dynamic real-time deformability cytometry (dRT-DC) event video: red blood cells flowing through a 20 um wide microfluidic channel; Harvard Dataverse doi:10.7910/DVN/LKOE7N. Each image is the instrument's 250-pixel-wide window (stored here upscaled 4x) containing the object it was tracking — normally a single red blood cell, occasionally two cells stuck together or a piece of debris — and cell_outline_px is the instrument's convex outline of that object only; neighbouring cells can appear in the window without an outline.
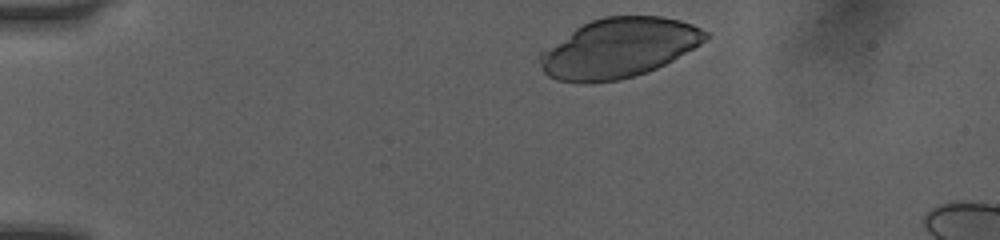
{"species": "human", "species_latin": "Homo sapiens", "temperature_condition": "room temperature", "stored_images_in_passage": 35, "camera_frame_rate_fps": 3000, "um_per_image_px": 0.085, "donor": {"sex": "female"}, "frame": {"image": 1, "passage_image": 1, "time_ms": 0.0, "image_size_px": [1000, 240], "cell_outline_px": [[708, 36], [700, 44], [672, 60], [648, 72], [620, 80], [588, 84], [580, 84], [556, 80], [548, 76], [544, 72], [540, 64], [540, 52], [580, 24], [604, 16], [664, 16], [680, 20], [692, 24], [708, 32]], "centroid_in_image_um": [52.56, 4.09], "position_along_channel_um": 32.4, "area_um2": 57.68}}